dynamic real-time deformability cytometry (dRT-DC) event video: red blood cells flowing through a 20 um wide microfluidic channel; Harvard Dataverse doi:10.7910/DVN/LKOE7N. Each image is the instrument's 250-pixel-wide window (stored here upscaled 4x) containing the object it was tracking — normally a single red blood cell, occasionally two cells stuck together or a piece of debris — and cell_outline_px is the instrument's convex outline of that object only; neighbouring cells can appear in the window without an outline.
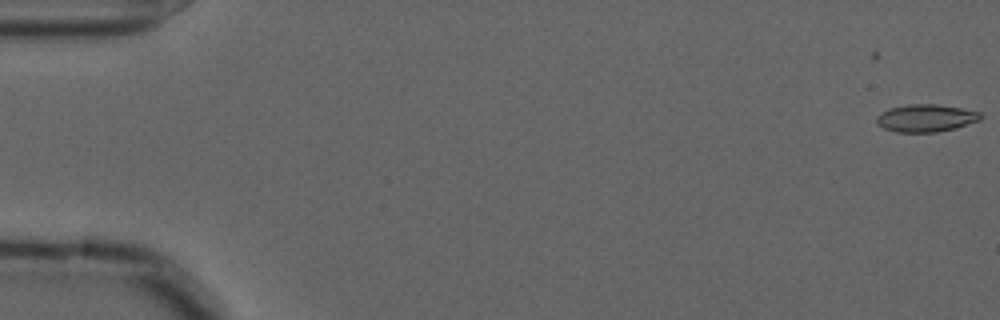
{"species": "common noctule bat (a hibernating species)", "species_latin": "Nyctalus noctula", "temperature_condition": "cold", "stored_images_in_passage": 2, "camera_frame_rate_fps": 3000, "um_per_image_px": 0.085, "animal": {"sex": "male", "forearm_length_mm": 52.5}, "frame": {"image": 1, "passage_image": 2, "time_ms": 0.333, "image_size_px": [1000, 320], "cell_outline_px": [[984, 116], [980, 120], [956, 128], [936, 132], [896, 132], [884, 128], [876, 120], [876, 116], [880, 112], [888, 108], [908, 104], [936, 104], [960, 108], [980, 112]], "centroid_in_image_um": [78.7, 10.03], "position_along_channel_um": 6.3, "area_um2": 16.7}}